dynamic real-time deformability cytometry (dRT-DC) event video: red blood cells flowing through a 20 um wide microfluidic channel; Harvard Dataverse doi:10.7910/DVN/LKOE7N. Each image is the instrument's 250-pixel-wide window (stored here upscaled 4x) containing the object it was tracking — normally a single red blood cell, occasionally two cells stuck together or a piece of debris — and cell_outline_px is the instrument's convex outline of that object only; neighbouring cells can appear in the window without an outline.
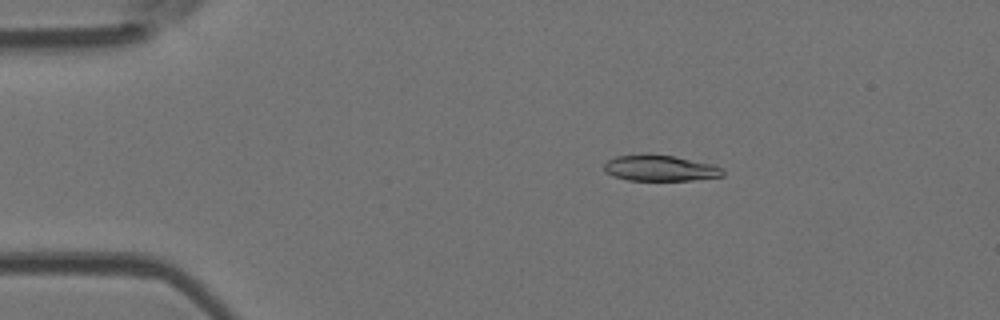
{"species": "Egyptian fruit bat (a non-hibernating species)", "species_latin": "Rousettus aegyptiacus", "temperature_condition": "room temperature", "stored_images_in_passage": 22, "camera_frame_rate_fps": 3000, "um_per_image_px": 0.085, "animal": {"sex": "female"}, "frame": {"image": 1, "passage_image": 3, "time_ms": 0.667, "image_size_px": [1000, 320], "cell_outline_px": [[724, 176], [692, 180], [628, 180], [612, 176], [604, 172], [604, 164], [608, 160], [616, 156], [644, 152], [648, 152], [672, 156], [712, 164], [724, 168]], "centroid_in_image_um": [56.07, 14.27], "position_along_channel_um": 28.9, "area_um2": 18.32}}
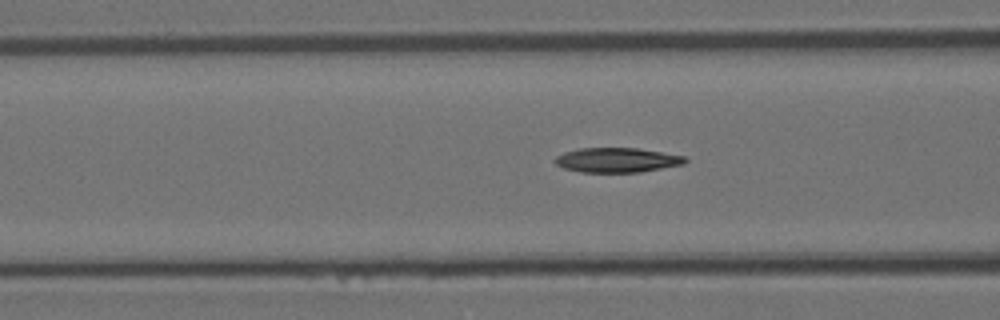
{"frame": {"image": 2, "passage_image": 14, "time_ms": 4.333, "image_size_px": [1000, 320], "cell_outline_px": [[688, 160], [684, 164], [640, 172], [580, 172], [564, 168], [556, 164], [552, 160], [556, 156], [564, 152], [580, 148], [636, 148], [684, 156]], "centroid_in_image_um": [52.41, 13.6], "position_along_channel_um": 114.2, "area_um2": 18.61}}
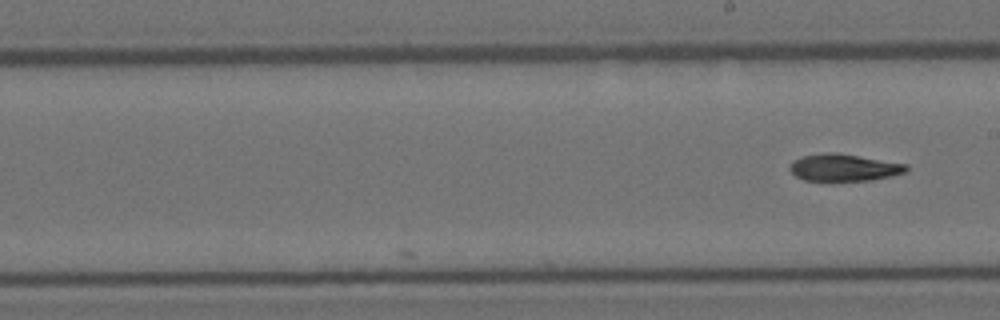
{"frame": {"image": 3, "passage_image": 22, "time_ms": 7.0, "image_size_px": [1000, 320], "cell_outline_px": [[908, 172], [892, 176], [872, 180], [832, 184], [804, 180], [796, 176], [788, 168], [792, 160], [800, 156], [828, 152], [836, 152], [908, 164]], "centroid_in_image_um": [71.71, 14.29], "position_along_channel_um": 217.3, "area_um2": 19.48}}